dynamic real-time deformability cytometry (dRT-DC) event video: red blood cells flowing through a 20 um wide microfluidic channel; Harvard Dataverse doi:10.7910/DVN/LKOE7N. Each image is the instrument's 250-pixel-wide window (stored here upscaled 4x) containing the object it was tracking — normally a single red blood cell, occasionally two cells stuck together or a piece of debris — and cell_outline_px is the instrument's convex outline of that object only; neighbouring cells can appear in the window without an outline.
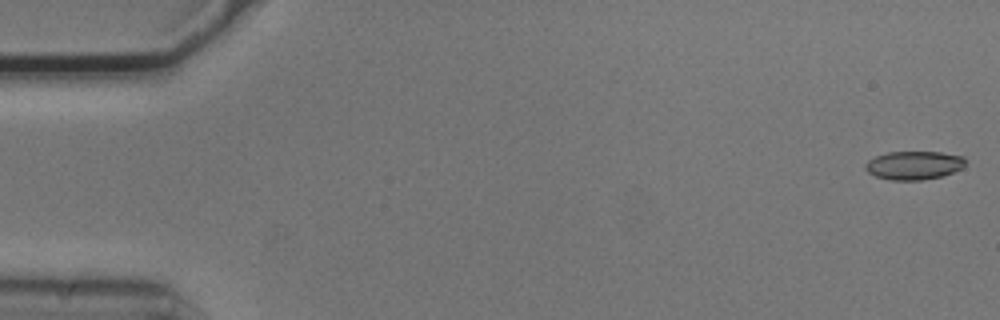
{"species": "common noctule bat (a hibernating species)", "species_latin": "Nyctalus noctula", "temperature_condition": "cold", "stored_images_in_passage": 54, "camera_frame_rate_fps": 3000, "um_per_image_px": 0.085, "animal": {"sex": "male", "body_mass_g": 20.5, "forearm_length_mm": 52.5}, "frame": {"image": 1, "passage_image": 1, "time_ms": 0.0, "image_size_px": [1000, 320], "cell_outline_px": [[968, 160], [960, 168], [944, 176], [924, 180], [892, 180], [876, 176], [868, 172], [864, 168], [864, 164], [868, 160], [876, 156], [888, 152], [940, 152], [964, 156]], "centroid_in_image_um": [77.69, 14.05], "position_along_channel_um": 7.3, "area_um2": 16.7}}
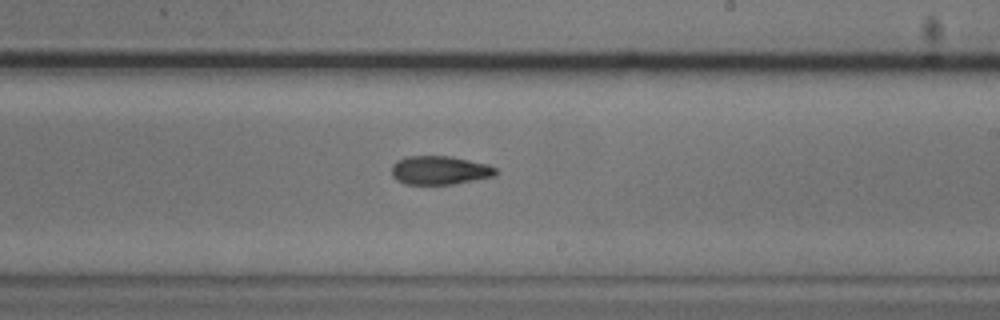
{"frame": {"image": 2, "passage_image": 32, "time_ms": 10.333, "image_size_px": [1000, 320], "cell_outline_px": [[496, 176], [452, 184], [404, 184], [396, 180], [392, 176], [392, 164], [396, 160], [408, 156], [452, 156], [488, 164], [496, 168]], "centroid_in_image_um": [37.36, 14.47], "position_along_channel_um": 251.6, "area_um2": 17.51}}
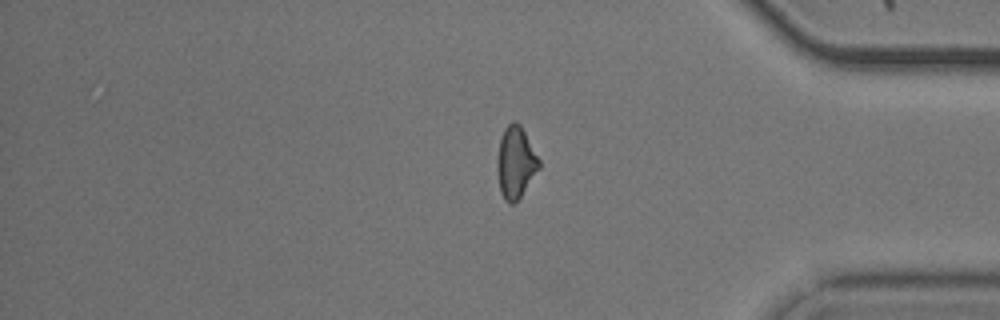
{"frame": {"image": 3, "passage_image": 45, "time_ms": 14.667, "image_size_px": [1000, 320], "cell_outline_px": [[540, 168], [520, 196], [512, 204], [508, 204], [504, 200], [500, 192], [496, 168], [496, 160], [500, 136], [504, 128], [512, 120], [516, 120], [520, 124], [540, 160]], "centroid_in_image_um": [43.8, 13.78], "position_along_channel_um": 391.4, "area_um2": 17.69}, "authors_computed_cell_mechanics": {"area_um2": 17.4267, "velocity_mm_per_s": 3.7304, "shape_relaxation_time_tau1_ms": null, "shape_relaxation_time_tau2_ms": 5.2232, "deformation_change_tau1": null, "deformation_change_tau2": 0.1357}}